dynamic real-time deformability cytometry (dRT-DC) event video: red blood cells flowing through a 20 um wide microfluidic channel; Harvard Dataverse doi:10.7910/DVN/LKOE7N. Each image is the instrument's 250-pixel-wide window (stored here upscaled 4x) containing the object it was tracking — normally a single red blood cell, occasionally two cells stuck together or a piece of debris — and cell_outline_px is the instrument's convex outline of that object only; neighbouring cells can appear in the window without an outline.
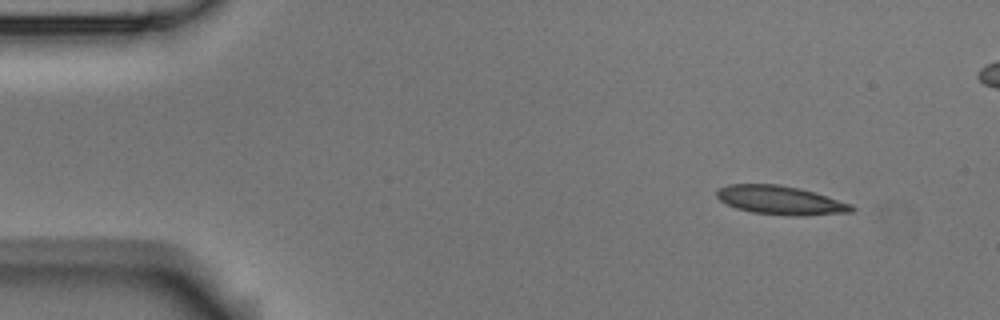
{"species": "Egyptian fruit bat (a non-hibernating species)", "species_latin": "Rousettus aegyptiacus", "temperature_condition": "room temperature", "stored_images_in_passage": 5, "camera_frame_rate_fps": 3000, "um_per_image_px": 0.085, "animal": {"sex": "male"}, "frame": {"image": 1, "passage_image": 1, "time_ms": 0.0, "image_size_px": [1000, 320], "cell_outline_px": [[856, 208], [852, 212], [804, 216], [792, 216], [752, 212], [736, 208], [720, 200], [716, 196], [716, 192], [720, 188], [728, 184], [780, 184], [800, 188], [816, 192], [852, 204]], "centroid_in_image_um": [66.38, 17.02], "position_along_channel_um": 18.6, "area_um2": 22.77}}